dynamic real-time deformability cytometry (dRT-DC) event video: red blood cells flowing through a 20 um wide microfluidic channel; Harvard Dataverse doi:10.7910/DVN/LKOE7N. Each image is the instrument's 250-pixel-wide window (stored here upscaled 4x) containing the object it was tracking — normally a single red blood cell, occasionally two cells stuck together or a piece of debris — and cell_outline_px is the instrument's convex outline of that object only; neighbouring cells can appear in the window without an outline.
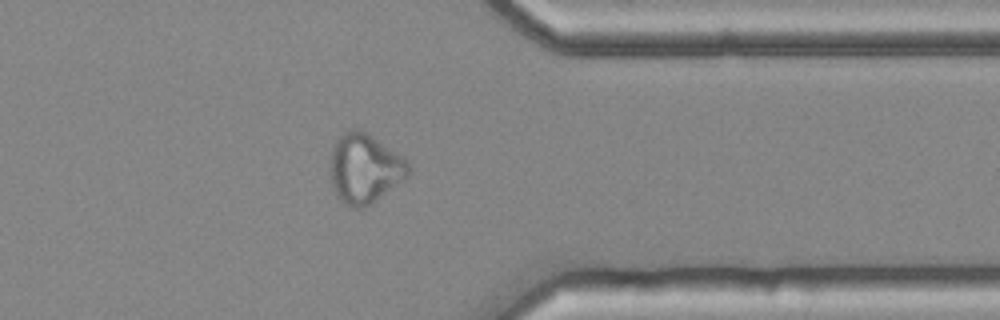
{"species": "common noctule bat (a hibernating species)", "species_latin": "Nyctalus noctula", "temperature_condition": "cold", "stored_images_in_passage": 39, "camera_frame_rate_fps": 3000, "um_per_image_px": 0.085, "animal": {"sex": "female", "body_mass_g": 25.1}, "frame": {"image": 1, "passage_image": 28, "time_ms": 9.0, "image_size_px": [1000, 320], "cell_outline_px": [[412, 168], [408, 176], [364, 208], [352, 208], [344, 204], [336, 196], [332, 184], [328, 168], [332, 148], [336, 140], [348, 128], [360, 128], [368, 132], [408, 160]], "centroid_in_image_um": [30.97, 14.29], "position_along_channel_um": 380.4, "area_um2": 32.19}}